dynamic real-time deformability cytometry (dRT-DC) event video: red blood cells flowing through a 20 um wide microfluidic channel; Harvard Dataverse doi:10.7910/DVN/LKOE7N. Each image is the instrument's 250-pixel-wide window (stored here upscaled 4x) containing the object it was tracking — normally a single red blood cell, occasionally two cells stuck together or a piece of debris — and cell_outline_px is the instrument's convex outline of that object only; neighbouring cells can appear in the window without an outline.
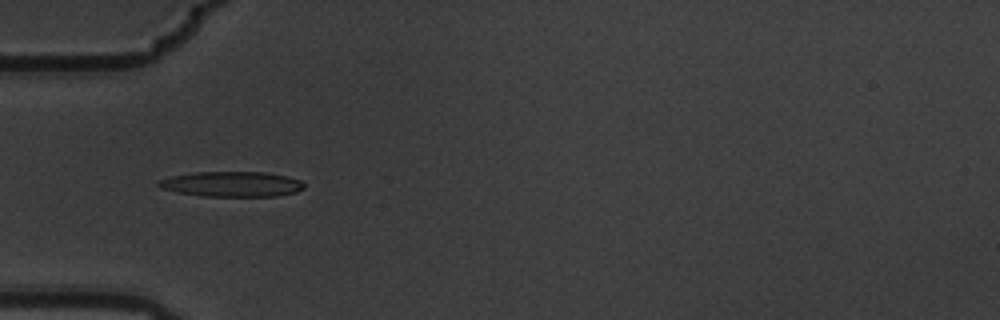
{"species": "common noctule bat (a hibernating species)", "species_latin": "Nyctalus noctula", "temperature_condition": "warm", "stored_images_in_passage": 11, "camera_frame_rate_fps": 3000, "um_per_image_px": 0.085, "animal": {"sex": "male", "body_mass_g": 19.5, "forearm_length_mm": 54.6}, "frame": {"image": 1, "passage_image": 5, "time_ms": 1.333, "image_size_px": [1000, 320], "cell_outline_px": [[304, 188], [296, 192], [276, 196], [204, 196], [180, 192], [160, 188], [156, 184], [156, 180], [172, 176], [192, 172], [264, 172], [288, 176], [300, 180], [304, 184]], "centroid_in_image_um": [19.69, 15.64], "position_along_channel_um": 65.3, "area_um2": 21.39}}
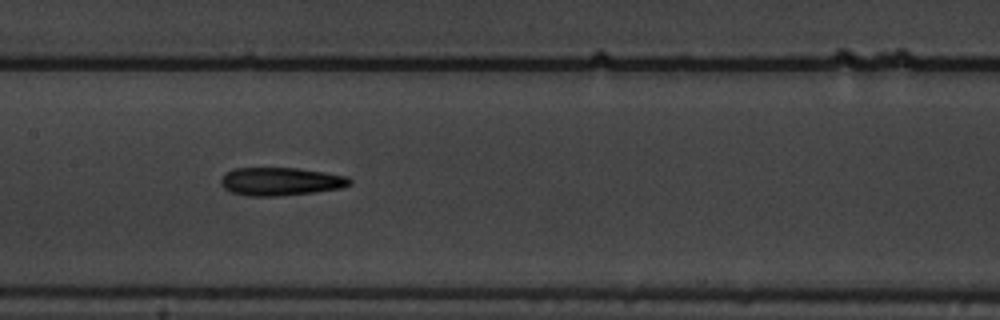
{"frame": {"image": 2, "passage_image": 8, "time_ms": 2.333, "image_size_px": [1000, 320], "cell_outline_px": [[352, 184], [340, 188], [316, 192], [280, 196], [244, 196], [232, 192], [224, 188], [220, 184], [220, 180], [224, 172], [232, 168], [296, 168], [324, 172], [348, 176], [352, 180]], "centroid_in_image_um": [23.83, 15.42], "position_along_channel_um": 183.6, "area_um2": 21.39}}
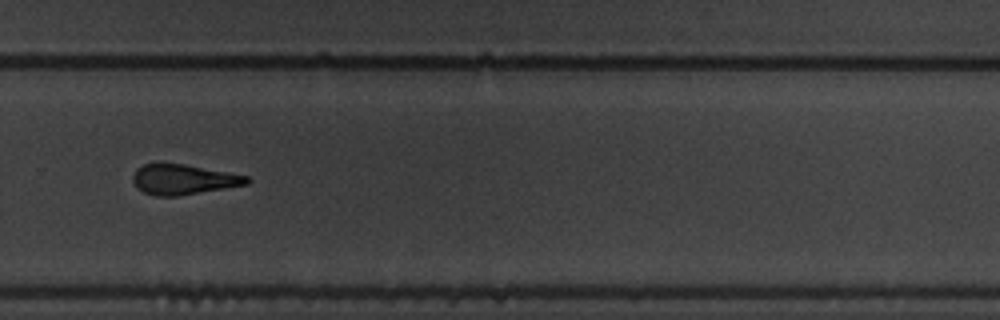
{"frame": {"image": 3, "passage_image": 11, "time_ms": 3.333, "image_size_px": [1000, 320], "cell_outline_px": [[252, 180], [248, 184], [176, 196], [156, 196], [144, 192], [136, 188], [132, 180], [132, 176], [136, 168], [144, 164], [160, 160], [184, 164], [228, 172], [248, 176]], "centroid_in_image_um": [15.52, 15.21], "position_along_channel_um": 314.3, "area_um2": 20.46}}